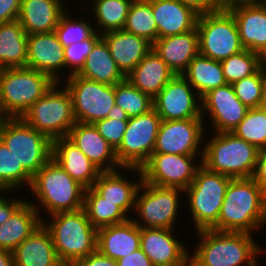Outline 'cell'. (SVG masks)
I'll use <instances>...</instances> for the list:
<instances>
[{
  "label": "cell",
  "mask_w": 266,
  "mask_h": 266,
  "mask_svg": "<svg viewBox=\"0 0 266 266\" xmlns=\"http://www.w3.org/2000/svg\"><path fill=\"white\" fill-rule=\"evenodd\" d=\"M200 241L190 252L189 266H258L263 249L253 234L213 229L196 231Z\"/></svg>",
  "instance_id": "obj_1"
},
{
  "label": "cell",
  "mask_w": 266,
  "mask_h": 266,
  "mask_svg": "<svg viewBox=\"0 0 266 266\" xmlns=\"http://www.w3.org/2000/svg\"><path fill=\"white\" fill-rule=\"evenodd\" d=\"M266 225V193L252 178L232 179L227 187L217 231L253 234Z\"/></svg>",
  "instance_id": "obj_2"
},
{
  "label": "cell",
  "mask_w": 266,
  "mask_h": 266,
  "mask_svg": "<svg viewBox=\"0 0 266 266\" xmlns=\"http://www.w3.org/2000/svg\"><path fill=\"white\" fill-rule=\"evenodd\" d=\"M52 216V217H51ZM42 220L49 230L58 259L63 265L73 266L83 257L97 250V231L84 208L59 212Z\"/></svg>",
  "instance_id": "obj_3"
},
{
  "label": "cell",
  "mask_w": 266,
  "mask_h": 266,
  "mask_svg": "<svg viewBox=\"0 0 266 266\" xmlns=\"http://www.w3.org/2000/svg\"><path fill=\"white\" fill-rule=\"evenodd\" d=\"M29 189L36 198V202L30 203L38 212L43 209V212L52 215L84 207L86 188L72 179L52 158L33 176Z\"/></svg>",
  "instance_id": "obj_4"
},
{
  "label": "cell",
  "mask_w": 266,
  "mask_h": 266,
  "mask_svg": "<svg viewBox=\"0 0 266 266\" xmlns=\"http://www.w3.org/2000/svg\"><path fill=\"white\" fill-rule=\"evenodd\" d=\"M212 135L203 145L202 165L233 179L252 178L258 149L233 133L215 132Z\"/></svg>",
  "instance_id": "obj_5"
},
{
  "label": "cell",
  "mask_w": 266,
  "mask_h": 266,
  "mask_svg": "<svg viewBox=\"0 0 266 266\" xmlns=\"http://www.w3.org/2000/svg\"><path fill=\"white\" fill-rule=\"evenodd\" d=\"M232 179L207 170L203 165L197 169L193 182L184 190L196 231L208 229L217 231L220 209Z\"/></svg>",
  "instance_id": "obj_6"
},
{
  "label": "cell",
  "mask_w": 266,
  "mask_h": 266,
  "mask_svg": "<svg viewBox=\"0 0 266 266\" xmlns=\"http://www.w3.org/2000/svg\"><path fill=\"white\" fill-rule=\"evenodd\" d=\"M55 83L49 75L28 67L1 69V98L7 115L21 117Z\"/></svg>",
  "instance_id": "obj_7"
},
{
  "label": "cell",
  "mask_w": 266,
  "mask_h": 266,
  "mask_svg": "<svg viewBox=\"0 0 266 266\" xmlns=\"http://www.w3.org/2000/svg\"><path fill=\"white\" fill-rule=\"evenodd\" d=\"M0 140L32 177L52 158V140L21 117L0 125Z\"/></svg>",
  "instance_id": "obj_8"
},
{
  "label": "cell",
  "mask_w": 266,
  "mask_h": 266,
  "mask_svg": "<svg viewBox=\"0 0 266 266\" xmlns=\"http://www.w3.org/2000/svg\"><path fill=\"white\" fill-rule=\"evenodd\" d=\"M56 82L21 118L51 140L67 137L76 120L69 91Z\"/></svg>",
  "instance_id": "obj_9"
},
{
  "label": "cell",
  "mask_w": 266,
  "mask_h": 266,
  "mask_svg": "<svg viewBox=\"0 0 266 266\" xmlns=\"http://www.w3.org/2000/svg\"><path fill=\"white\" fill-rule=\"evenodd\" d=\"M181 193L184 190L180 188L162 187L142 181L133 211L138 217L130 219L140 228L173 229L180 212Z\"/></svg>",
  "instance_id": "obj_10"
},
{
  "label": "cell",
  "mask_w": 266,
  "mask_h": 266,
  "mask_svg": "<svg viewBox=\"0 0 266 266\" xmlns=\"http://www.w3.org/2000/svg\"><path fill=\"white\" fill-rule=\"evenodd\" d=\"M64 86L71 95L76 122L94 124L116 114L115 85H108L85 79L73 74Z\"/></svg>",
  "instance_id": "obj_11"
},
{
  "label": "cell",
  "mask_w": 266,
  "mask_h": 266,
  "mask_svg": "<svg viewBox=\"0 0 266 266\" xmlns=\"http://www.w3.org/2000/svg\"><path fill=\"white\" fill-rule=\"evenodd\" d=\"M196 28L199 36V54L222 61L245 48L236 21L229 11L218 10L201 14Z\"/></svg>",
  "instance_id": "obj_12"
},
{
  "label": "cell",
  "mask_w": 266,
  "mask_h": 266,
  "mask_svg": "<svg viewBox=\"0 0 266 266\" xmlns=\"http://www.w3.org/2000/svg\"><path fill=\"white\" fill-rule=\"evenodd\" d=\"M162 119L154 109L128 118L120 146L115 150L122 167L140 168L153 153Z\"/></svg>",
  "instance_id": "obj_13"
},
{
  "label": "cell",
  "mask_w": 266,
  "mask_h": 266,
  "mask_svg": "<svg viewBox=\"0 0 266 266\" xmlns=\"http://www.w3.org/2000/svg\"><path fill=\"white\" fill-rule=\"evenodd\" d=\"M197 156L202 159L199 155L152 153L140 167L142 180L157 186L186 190L202 165Z\"/></svg>",
  "instance_id": "obj_14"
},
{
  "label": "cell",
  "mask_w": 266,
  "mask_h": 266,
  "mask_svg": "<svg viewBox=\"0 0 266 266\" xmlns=\"http://www.w3.org/2000/svg\"><path fill=\"white\" fill-rule=\"evenodd\" d=\"M205 125L203 118L162 120L153 153L202 157L204 148L202 142L207 132Z\"/></svg>",
  "instance_id": "obj_15"
},
{
  "label": "cell",
  "mask_w": 266,
  "mask_h": 266,
  "mask_svg": "<svg viewBox=\"0 0 266 266\" xmlns=\"http://www.w3.org/2000/svg\"><path fill=\"white\" fill-rule=\"evenodd\" d=\"M153 109L162 120L203 118L201 97L182 75H175L153 98Z\"/></svg>",
  "instance_id": "obj_16"
},
{
  "label": "cell",
  "mask_w": 266,
  "mask_h": 266,
  "mask_svg": "<svg viewBox=\"0 0 266 266\" xmlns=\"http://www.w3.org/2000/svg\"><path fill=\"white\" fill-rule=\"evenodd\" d=\"M202 117L209 116L214 133H232L245 117L247 108L236 96L231 84L210 90L201 98Z\"/></svg>",
  "instance_id": "obj_17"
},
{
  "label": "cell",
  "mask_w": 266,
  "mask_h": 266,
  "mask_svg": "<svg viewBox=\"0 0 266 266\" xmlns=\"http://www.w3.org/2000/svg\"><path fill=\"white\" fill-rule=\"evenodd\" d=\"M174 230L140 228V248L154 266H189L190 251L177 240Z\"/></svg>",
  "instance_id": "obj_18"
},
{
  "label": "cell",
  "mask_w": 266,
  "mask_h": 266,
  "mask_svg": "<svg viewBox=\"0 0 266 266\" xmlns=\"http://www.w3.org/2000/svg\"><path fill=\"white\" fill-rule=\"evenodd\" d=\"M26 67L49 75L55 82H62L60 71L66 68L64 47L54 31L28 35Z\"/></svg>",
  "instance_id": "obj_19"
},
{
  "label": "cell",
  "mask_w": 266,
  "mask_h": 266,
  "mask_svg": "<svg viewBox=\"0 0 266 266\" xmlns=\"http://www.w3.org/2000/svg\"><path fill=\"white\" fill-rule=\"evenodd\" d=\"M102 172L123 168L115 154V149L99 134L94 124L76 122L67 137Z\"/></svg>",
  "instance_id": "obj_20"
},
{
  "label": "cell",
  "mask_w": 266,
  "mask_h": 266,
  "mask_svg": "<svg viewBox=\"0 0 266 266\" xmlns=\"http://www.w3.org/2000/svg\"><path fill=\"white\" fill-rule=\"evenodd\" d=\"M121 169L138 173L137 182L130 181L125 178L126 176L120 174ZM142 181L140 168L123 167L115 171L101 172L91 188L105 201H110L120 207L131 218L132 213L130 212L135 208L136 194Z\"/></svg>",
  "instance_id": "obj_21"
},
{
  "label": "cell",
  "mask_w": 266,
  "mask_h": 266,
  "mask_svg": "<svg viewBox=\"0 0 266 266\" xmlns=\"http://www.w3.org/2000/svg\"><path fill=\"white\" fill-rule=\"evenodd\" d=\"M52 159L85 188H91L102 172L66 137L52 140Z\"/></svg>",
  "instance_id": "obj_22"
},
{
  "label": "cell",
  "mask_w": 266,
  "mask_h": 266,
  "mask_svg": "<svg viewBox=\"0 0 266 266\" xmlns=\"http://www.w3.org/2000/svg\"><path fill=\"white\" fill-rule=\"evenodd\" d=\"M229 12L236 21L243 47L266 60V5L238 6Z\"/></svg>",
  "instance_id": "obj_23"
},
{
  "label": "cell",
  "mask_w": 266,
  "mask_h": 266,
  "mask_svg": "<svg viewBox=\"0 0 266 266\" xmlns=\"http://www.w3.org/2000/svg\"><path fill=\"white\" fill-rule=\"evenodd\" d=\"M152 49L175 75H182L188 64L199 54L197 28L183 34L157 39Z\"/></svg>",
  "instance_id": "obj_24"
},
{
  "label": "cell",
  "mask_w": 266,
  "mask_h": 266,
  "mask_svg": "<svg viewBox=\"0 0 266 266\" xmlns=\"http://www.w3.org/2000/svg\"><path fill=\"white\" fill-rule=\"evenodd\" d=\"M158 39L187 33L196 28L199 14L179 0H151Z\"/></svg>",
  "instance_id": "obj_25"
},
{
  "label": "cell",
  "mask_w": 266,
  "mask_h": 266,
  "mask_svg": "<svg viewBox=\"0 0 266 266\" xmlns=\"http://www.w3.org/2000/svg\"><path fill=\"white\" fill-rule=\"evenodd\" d=\"M62 0H22L18 20L27 35L53 32L68 10Z\"/></svg>",
  "instance_id": "obj_26"
},
{
  "label": "cell",
  "mask_w": 266,
  "mask_h": 266,
  "mask_svg": "<svg viewBox=\"0 0 266 266\" xmlns=\"http://www.w3.org/2000/svg\"><path fill=\"white\" fill-rule=\"evenodd\" d=\"M101 38L106 42L112 58L125 76L152 49V44L145 38L124 30L106 32Z\"/></svg>",
  "instance_id": "obj_27"
},
{
  "label": "cell",
  "mask_w": 266,
  "mask_h": 266,
  "mask_svg": "<svg viewBox=\"0 0 266 266\" xmlns=\"http://www.w3.org/2000/svg\"><path fill=\"white\" fill-rule=\"evenodd\" d=\"M140 248V227L131 219L128 221L104 226L97 231V250L118 260Z\"/></svg>",
  "instance_id": "obj_28"
},
{
  "label": "cell",
  "mask_w": 266,
  "mask_h": 266,
  "mask_svg": "<svg viewBox=\"0 0 266 266\" xmlns=\"http://www.w3.org/2000/svg\"><path fill=\"white\" fill-rule=\"evenodd\" d=\"M14 266H63L49 230L42 223L12 252Z\"/></svg>",
  "instance_id": "obj_29"
},
{
  "label": "cell",
  "mask_w": 266,
  "mask_h": 266,
  "mask_svg": "<svg viewBox=\"0 0 266 266\" xmlns=\"http://www.w3.org/2000/svg\"><path fill=\"white\" fill-rule=\"evenodd\" d=\"M174 76V72L151 49L126 79L153 99Z\"/></svg>",
  "instance_id": "obj_30"
},
{
  "label": "cell",
  "mask_w": 266,
  "mask_h": 266,
  "mask_svg": "<svg viewBox=\"0 0 266 266\" xmlns=\"http://www.w3.org/2000/svg\"><path fill=\"white\" fill-rule=\"evenodd\" d=\"M44 219L29 200H26L10 219L0 225V248L13 252Z\"/></svg>",
  "instance_id": "obj_31"
},
{
  "label": "cell",
  "mask_w": 266,
  "mask_h": 266,
  "mask_svg": "<svg viewBox=\"0 0 266 266\" xmlns=\"http://www.w3.org/2000/svg\"><path fill=\"white\" fill-rule=\"evenodd\" d=\"M77 75L108 85H115L126 79V76L118 68L106 42L102 38L94 44L85 60L84 66Z\"/></svg>",
  "instance_id": "obj_32"
},
{
  "label": "cell",
  "mask_w": 266,
  "mask_h": 266,
  "mask_svg": "<svg viewBox=\"0 0 266 266\" xmlns=\"http://www.w3.org/2000/svg\"><path fill=\"white\" fill-rule=\"evenodd\" d=\"M27 40L18 19L0 23V70L26 67Z\"/></svg>",
  "instance_id": "obj_33"
},
{
  "label": "cell",
  "mask_w": 266,
  "mask_h": 266,
  "mask_svg": "<svg viewBox=\"0 0 266 266\" xmlns=\"http://www.w3.org/2000/svg\"><path fill=\"white\" fill-rule=\"evenodd\" d=\"M182 76L202 98L210 90L227 84L220 61L198 54Z\"/></svg>",
  "instance_id": "obj_34"
},
{
  "label": "cell",
  "mask_w": 266,
  "mask_h": 266,
  "mask_svg": "<svg viewBox=\"0 0 266 266\" xmlns=\"http://www.w3.org/2000/svg\"><path fill=\"white\" fill-rule=\"evenodd\" d=\"M84 210L95 228L121 224L130 217L117 205L105 201L92 188H86L84 193Z\"/></svg>",
  "instance_id": "obj_35"
},
{
  "label": "cell",
  "mask_w": 266,
  "mask_h": 266,
  "mask_svg": "<svg viewBox=\"0 0 266 266\" xmlns=\"http://www.w3.org/2000/svg\"><path fill=\"white\" fill-rule=\"evenodd\" d=\"M133 0H95L91 8L98 28L95 31L102 35L109 31L123 30Z\"/></svg>",
  "instance_id": "obj_36"
},
{
  "label": "cell",
  "mask_w": 266,
  "mask_h": 266,
  "mask_svg": "<svg viewBox=\"0 0 266 266\" xmlns=\"http://www.w3.org/2000/svg\"><path fill=\"white\" fill-rule=\"evenodd\" d=\"M115 107L118 114L135 117L153 109V99L125 79L115 84Z\"/></svg>",
  "instance_id": "obj_37"
},
{
  "label": "cell",
  "mask_w": 266,
  "mask_h": 266,
  "mask_svg": "<svg viewBox=\"0 0 266 266\" xmlns=\"http://www.w3.org/2000/svg\"><path fill=\"white\" fill-rule=\"evenodd\" d=\"M123 30L143 37L151 44L158 39V30L152 12L151 0H133Z\"/></svg>",
  "instance_id": "obj_38"
},
{
  "label": "cell",
  "mask_w": 266,
  "mask_h": 266,
  "mask_svg": "<svg viewBox=\"0 0 266 266\" xmlns=\"http://www.w3.org/2000/svg\"><path fill=\"white\" fill-rule=\"evenodd\" d=\"M266 62L259 54L244 49L220 61L228 84L255 74Z\"/></svg>",
  "instance_id": "obj_39"
},
{
  "label": "cell",
  "mask_w": 266,
  "mask_h": 266,
  "mask_svg": "<svg viewBox=\"0 0 266 266\" xmlns=\"http://www.w3.org/2000/svg\"><path fill=\"white\" fill-rule=\"evenodd\" d=\"M33 177L18 163L7 146L0 140V187L14 190L31 186Z\"/></svg>",
  "instance_id": "obj_40"
},
{
  "label": "cell",
  "mask_w": 266,
  "mask_h": 266,
  "mask_svg": "<svg viewBox=\"0 0 266 266\" xmlns=\"http://www.w3.org/2000/svg\"><path fill=\"white\" fill-rule=\"evenodd\" d=\"M232 133L254 145L258 150L266 147V113L261 108L248 109L245 117Z\"/></svg>",
  "instance_id": "obj_41"
},
{
  "label": "cell",
  "mask_w": 266,
  "mask_h": 266,
  "mask_svg": "<svg viewBox=\"0 0 266 266\" xmlns=\"http://www.w3.org/2000/svg\"><path fill=\"white\" fill-rule=\"evenodd\" d=\"M68 12L70 11L67 10L63 14L54 30L58 41L63 47L84 41L96 32L95 26L91 25L92 23H89L86 19L82 20L80 17L75 20V18H72Z\"/></svg>",
  "instance_id": "obj_42"
},
{
  "label": "cell",
  "mask_w": 266,
  "mask_h": 266,
  "mask_svg": "<svg viewBox=\"0 0 266 266\" xmlns=\"http://www.w3.org/2000/svg\"><path fill=\"white\" fill-rule=\"evenodd\" d=\"M263 84V66L249 77L232 83L237 98L249 109L259 108Z\"/></svg>",
  "instance_id": "obj_43"
},
{
  "label": "cell",
  "mask_w": 266,
  "mask_h": 266,
  "mask_svg": "<svg viewBox=\"0 0 266 266\" xmlns=\"http://www.w3.org/2000/svg\"><path fill=\"white\" fill-rule=\"evenodd\" d=\"M100 38L101 35L95 32L90 38L84 41L64 47L66 69H69L68 77L77 74L81 70L92 47Z\"/></svg>",
  "instance_id": "obj_44"
},
{
  "label": "cell",
  "mask_w": 266,
  "mask_h": 266,
  "mask_svg": "<svg viewBox=\"0 0 266 266\" xmlns=\"http://www.w3.org/2000/svg\"><path fill=\"white\" fill-rule=\"evenodd\" d=\"M128 118L122 114H113L101 120H97L94 126L99 134L116 150L123 140L127 128Z\"/></svg>",
  "instance_id": "obj_45"
},
{
  "label": "cell",
  "mask_w": 266,
  "mask_h": 266,
  "mask_svg": "<svg viewBox=\"0 0 266 266\" xmlns=\"http://www.w3.org/2000/svg\"><path fill=\"white\" fill-rule=\"evenodd\" d=\"M10 191H14L10 188L0 187V225L10 219L13 213L27 200V199H16L15 198H5L1 195H6L10 193ZM7 192V193H6Z\"/></svg>",
  "instance_id": "obj_46"
},
{
  "label": "cell",
  "mask_w": 266,
  "mask_h": 266,
  "mask_svg": "<svg viewBox=\"0 0 266 266\" xmlns=\"http://www.w3.org/2000/svg\"><path fill=\"white\" fill-rule=\"evenodd\" d=\"M22 0H0V23L18 19Z\"/></svg>",
  "instance_id": "obj_47"
},
{
  "label": "cell",
  "mask_w": 266,
  "mask_h": 266,
  "mask_svg": "<svg viewBox=\"0 0 266 266\" xmlns=\"http://www.w3.org/2000/svg\"><path fill=\"white\" fill-rule=\"evenodd\" d=\"M252 179L266 193V147L258 150Z\"/></svg>",
  "instance_id": "obj_48"
},
{
  "label": "cell",
  "mask_w": 266,
  "mask_h": 266,
  "mask_svg": "<svg viewBox=\"0 0 266 266\" xmlns=\"http://www.w3.org/2000/svg\"><path fill=\"white\" fill-rule=\"evenodd\" d=\"M199 15L220 10L219 0H179Z\"/></svg>",
  "instance_id": "obj_49"
},
{
  "label": "cell",
  "mask_w": 266,
  "mask_h": 266,
  "mask_svg": "<svg viewBox=\"0 0 266 266\" xmlns=\"http://www.w3.org/2000/svg\"><path fill=\"white\" fill-rule=\"evenodd\" d=\"M73 266H117V262L96 250L88 256L83 257Z\"/></svg>",
  "instance_id": "obj_50"
},
{
  "label": "cell",
  "mask_w": 266,
  "mask_h": 266,
  "mask_svg": "<svg viewBox=\"0 0 266 266\" xmlns=\"http://www.w3.org/2000/svg\"><path fill=\"white\" fill-rule=\"evenodd\" d=\"M117 266H154L141 248L118 259Z\"/></svg>",
  "instance_id": "obj_51"
},
{
  "label": "cell",
  "mask_w": 266,
  "mask_h": 266,
  "mask_svg": "<svg viewBox=\"0 0 266 266\" xmlns=\"http://www.w3.org/2000/svg\"><path fill=\"white\" fill-rule=\"evenodd\" d=\"M220 10L229 11L238 6L261 5L262 0H219Z\"/></svg>",
  "instance_id": "obj_52"
},
{
  "label": "cell",
  "mask_w": 266,
  "mask_h": 266,
  "mask_svg": "<svg viewBox=\"0 0 266 266\" xmlns=\"http://www.w3.org/2000/svg\"><path fill=\"white\" fill-rule=\"evenodd\" d=\"M0 266H14L13 253L0 248Z\"/></svg>",
  "instance_id": "obj_53"
},
{
  "label": "cell",
  "mask_w": 266,
  "mask_h": 266,
  "mask_svg": "<svg viewBox=\"0 0 266 266\" xmlns=\"http://www.w3.org/2000/svg\"><path fill=\"white\" fill-rule=\"evenodd\" d=\"M259 108H266V62L263 64V84Z\"/></svg>",
  "instance_id": "obj_54"
},
{
  "label": "cell",
  "mask_w": 266,
  "mask_h": 266,
  "mask_svg": "<svg viewBox=\"0 0 266 266\" xmlns=\"http://www.w3.org/2000/svg\"><path fill=\"white\" fill-rule=\"evenodd\" d=\"M10 117L7 115L5 108L3 106L2 98H1V87H0V125L3 124Z\"/></svg>",
  "instance_id": "obj_55"
},
{
  "label": "cell",
  "mask_w": 266,
  "mask_h": 266,
  "mask_svg": "<svg viewBox=\"0 0 266 266\" xmlns=\"http://www.w3.org/2000/svg\"><path fill=\"white\" fill-rule=\"evenodd\" d=\"M262 4L266 5V0H262Z\"/></svg>",
  "instance_id": "obj_56"
}]
</instances>
